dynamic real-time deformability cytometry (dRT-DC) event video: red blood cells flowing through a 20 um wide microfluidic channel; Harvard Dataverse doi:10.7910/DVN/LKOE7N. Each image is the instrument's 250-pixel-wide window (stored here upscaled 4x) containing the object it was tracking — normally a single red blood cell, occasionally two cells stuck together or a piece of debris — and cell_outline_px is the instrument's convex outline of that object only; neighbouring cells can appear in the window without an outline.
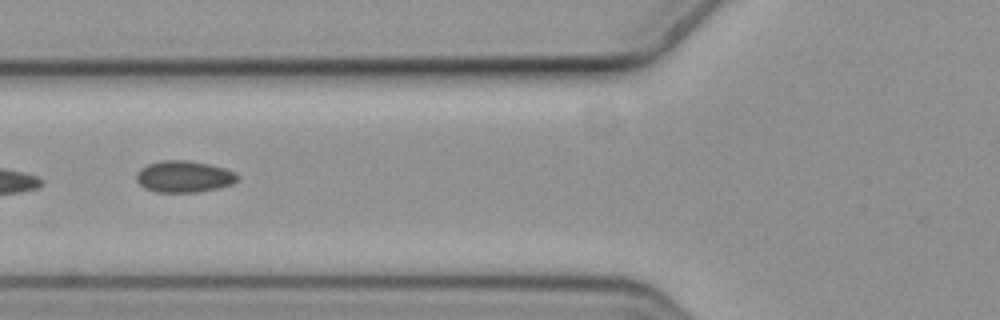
{"species": "common noctule bat (a hibernating species)", "species_latin": "Nyctalus noctula", "temperature_condition": "cold", "stored_images_in_passage": 6, "camera_frame_rate_fps": 3000, "um_per_image_px": 0.085, "animal": {"sex": "female", "body_mass_g": 19.3, "forearm_length_mm": 54.1}, "frame": {"image": 1, "passage_image": 4, "time_ms": 1.0, "image_size_px": [1000, 320], "cell_outline_px": [[240, 176], [232, 184], [200, 192], [156, 192], [144, 188], [136, 180], [136, 172], [140, 168], [148, 164], [160, 160], [188, 160], [208, 164], [224, 168], [236, 172]], "centroid_in_image_um": [15.62, 15.0], "position_along_channel_um": 110.2, "area_um2": 18.73}}